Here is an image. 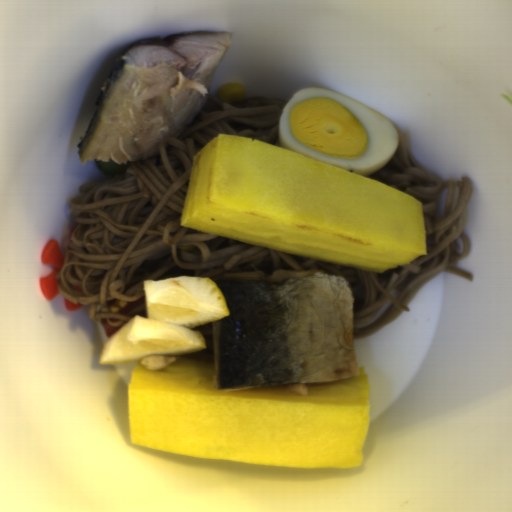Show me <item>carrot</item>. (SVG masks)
Returning <instances> with one entry per match:
<instances>
[{
    "mask_svg": "<svg viewBox=\"0 0 512 512\" xmlns=\"http://www.w3.org/2000/svg\"><path fill=\"white\" fill-rule=\"evenodd\" d=\"M122 327V326H121ZM121 327H112L108 324L107 320L105 321L104 325H103V328L105 330V333L108 337V339L115 333L117 332Z\"/></svg>",
    "mask_w": 512,
    "mask_h": 512,
    "instance_id": "3",
    "label": "carrot"
},
{
    "mask_svg": "<svg viewBox=\"0 0 512 512\" xmlns=\"http://www.w3.org/2000/svg\"><path fill=\"white\" fill-rule=\"evenodd\" d=\"M65 255L59 241L51 239L43 248L41 253V264L52 265L53 271L39 278L40 290L47 300H52L60 293L58 289L57 276L63 266Z\"/></svg>",
    "mask_w": 512,
    "mask_h": 512,
    "instance_id": "1",
    "label": "carrot"
},
{
    "mask_svg": "<svg viewBox=\"0 0 512 512\" xmlns=\"http://www.w3.org/2000/svg\"><path fill=\"white\" fill-rule=\"evenodd\" d=\"M63 301H64V305H65L66 309L68 311H71V312L72 311H76L78 309H81V307L83 306L81 304V302L80 303H74V302L70 301L69 299H67L65 297H64Z\"/></svg>",
    "mask_w": 512,
    "mask_h": 512,
    "instance_id": "2",
    "label": "carrot"
}]
</instances>
